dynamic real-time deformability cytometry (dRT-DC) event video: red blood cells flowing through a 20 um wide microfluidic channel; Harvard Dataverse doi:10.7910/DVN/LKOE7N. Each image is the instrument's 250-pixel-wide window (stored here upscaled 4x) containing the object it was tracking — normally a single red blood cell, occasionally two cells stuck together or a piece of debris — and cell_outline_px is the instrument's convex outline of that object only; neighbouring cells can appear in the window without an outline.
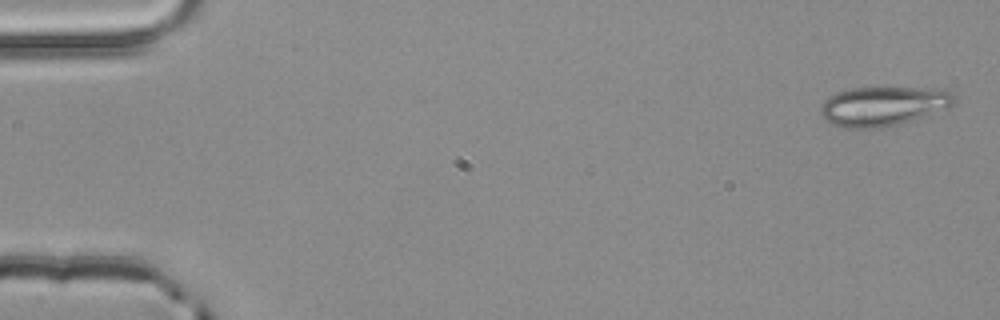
{"species": "common noctule bat (a hibernating species)", "species_latin": "Nyctalus noctula", "temperature_condition": "room temperature", "stored_images_in_passage": 3, "camera_frame_rate_fps": 3000, "um_per_image_px": 0.085, "animal": {"sex": "male", "body_mass_g": 20.4}, "frame": {"image": 1, "passage_image": 1, "time_ms": 0.0, "image_size_px": [1000, 320], "cell_outline_px": [[956, 100], [952, 104], [944, 108], [924, 116], [896, 124], [880, 128], [844, 128], [832, 124], [820, 112], [820, 104], [824, 100], [840, 92], [852, 88], [948, 88], [956, 92]], "centroid_in_image_um": [75.12, 9.0], "position_along_channel_um": 9.9, "area_um2": 30.46}}